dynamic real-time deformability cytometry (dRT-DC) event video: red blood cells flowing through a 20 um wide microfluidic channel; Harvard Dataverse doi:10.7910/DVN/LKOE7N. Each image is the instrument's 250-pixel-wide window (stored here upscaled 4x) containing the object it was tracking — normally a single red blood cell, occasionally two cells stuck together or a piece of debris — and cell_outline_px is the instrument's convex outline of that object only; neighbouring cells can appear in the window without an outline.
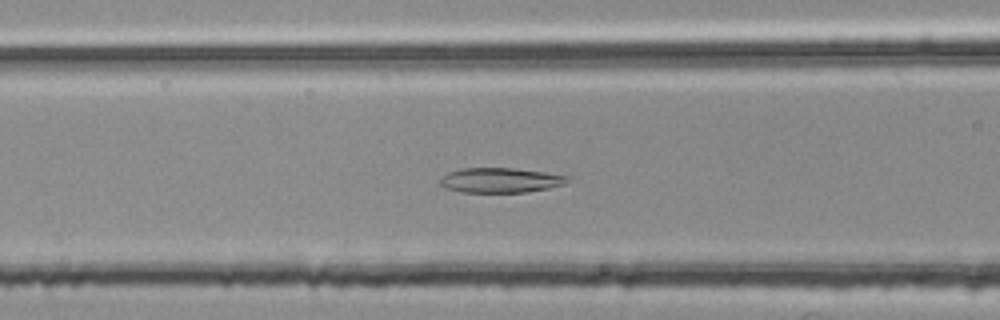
{"species": "common noctule bat (a hibernating species)", "species_latin": "Nyctalus noctula", "temperature_condition": "room temperature", "stored_images_in_passage": 42, "camera_frame_rate_fps": 3000, "um_per_image_px": 0.085, "animal": {"sex": "female", "body_mass_g": 25.1}, "frame": {"image": 1, "passage_image": 11, "time_ms": 3.333, "image_size_px": [1000, 320], "cell_outline_px": [[572, 176], [564, 184], [548, 188], [528, 192], [460, 192], [436, 184], [436, 180], [440, 176], [448, 172], [460, 168], [516, 168]], "centroid_in_image_um": [42.47, 15.31], "position_along_channel_um": 124.1, "area_um2": 18.79}}
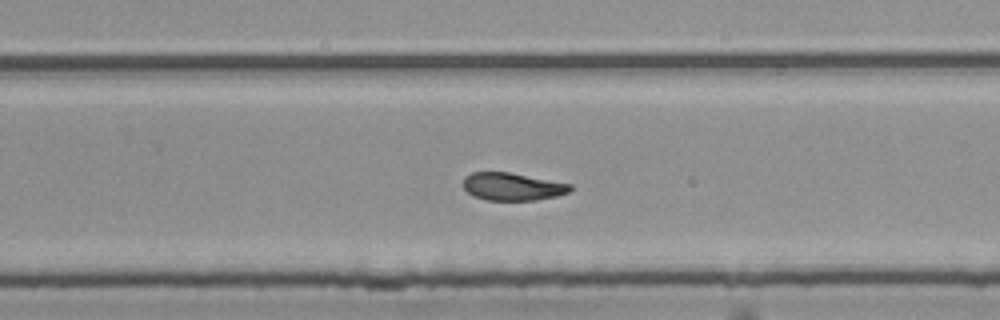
{"frame": {"image": 2, "passage_image": 24, "time_ms": 7.667, "image_size_px": [1000, 320], "cell_outline_px": [[572, 188], [568, 192], [556, 196], [536, 200], [484, 200], [472, 196], [464, 188], [464, 176], [472, 172], [508, 172], [572, 184]], "centroid_in_image_um": [43.53, 15.86], "position_along_channel_um": 286.3, "area_um2": 17.22}}
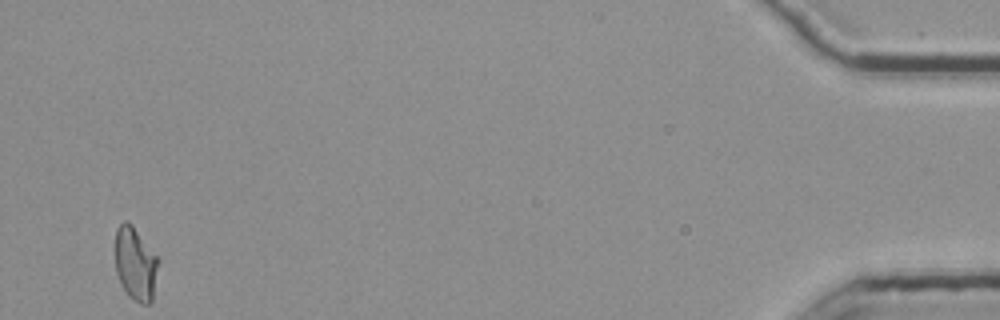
{"frame": {"image": 3, "passage_image": 42, "time_ms": 13.667, "image_size_px": [1000, 320], "cell_outline_px": [[160, 260], [152, 300], [148, 304], [140, 304], [128, 296], [116, 272], [116, 228], [124, 220], [132, 224]], "centroid_in_image_um": [11.53, 22.43], "position_along_channel_um": 423.7, "area_um2": 18.38}, "authors_computed_cell_mechanics": {"area_um2": 18.4382, "velocity_mm_per_s": 3.7556, "shape_relaxation_time_tau1_ms": null, "shape_relaxation_time_tau2_ms": 3.3379, "deformation_change_tau1": null, "deformation_change_tau2": 0.0972}}